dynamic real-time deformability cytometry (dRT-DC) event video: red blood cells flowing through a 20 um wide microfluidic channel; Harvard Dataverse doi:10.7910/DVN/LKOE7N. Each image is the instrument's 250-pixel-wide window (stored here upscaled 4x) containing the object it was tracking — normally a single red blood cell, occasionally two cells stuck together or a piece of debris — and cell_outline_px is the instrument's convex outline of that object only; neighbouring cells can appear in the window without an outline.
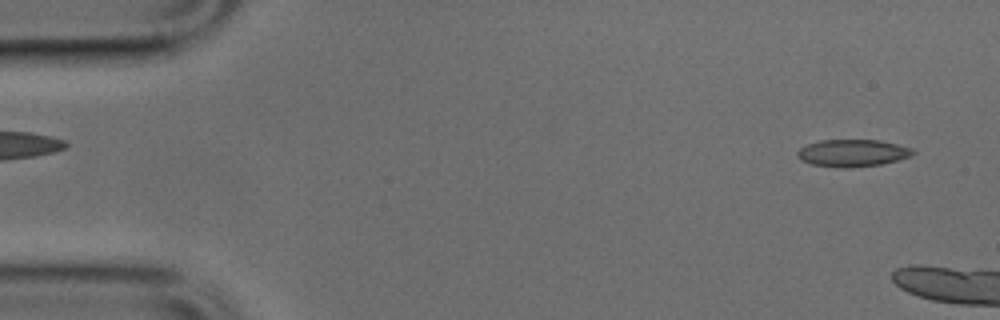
{"species": "common noctule bat (a hibernating species)", "species_latin": "Nyctalus noctula", "temperature_condition": "cold", "stored_images_in_passage": 6, "camera_frame_rate_fps": 3000, "um_per_image_px": 0.085, "animal": {"sex": "male", "body_mass_g": 17.9, "forearm_length_mm": 54.2}, "frame": {"image": 1, "passage_image": 2, "time_ms": 0.333, "image_size_px": [1000, 320], "cell_outline_px": [[916, 152], [912, 156], [880, 164], [844, 168], [812, 164], [800, 160], [796, 156], [796, 152], [800, 148], [808, 144], [820, 140], [880, 140], [912, 148]], "centroid_in_image_um": [72.45, 13.0], "position_along_channel_um": 12.5, "area_um2": 18.21}}